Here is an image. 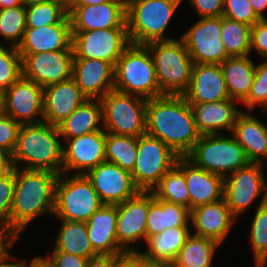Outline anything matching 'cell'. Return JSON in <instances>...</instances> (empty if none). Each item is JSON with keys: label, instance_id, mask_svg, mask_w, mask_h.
Segmentation results:
<instances>
[{"label": "cell", "instance_id": "obj_1", "mask_svg": "<svg viewBox=\"0 0 267 267\" xmlns=\"http://www.w3.org/2000/svg\"><path fill=\"white\" fill-rule=\"evenodd\" d=\"M146 133L160 139L179 157H185L200 139L190 104L183 95L148 99Z\"/></svg>", "mask_w": 267, "mask_h": 267}, {"label": "cell", "instance_id": "obj_2", "mask_svg": "<svg viewBox=\"0 0 267 267\" xmlns=\"http://www.w3.org/2000/svg\"><path fill=\"white\" fill-rule=\"evenodd\" d=\"M59 174L15 167V189L10 212V237L18 239L30 222L53 214Z\"/></svg>", "mask_w": 267, "mask_h": 267}, {"label": "cell", "instance_id": "obj_3", "mask_svg": "<svg viewBox=\"0 0 267 267\" xmlns=\"http://www.w3.org/2000/svg\"><path fill=\"white\" fill-rule=\"evenodd\" d=\"M60 139L58 126L46 122L22 124L16 147L9 158L10 166L28 170H46L60 175L64 145ZM20 163H23L22 166Z\"/></svg>", "mask_w": 267, "mask_h": 267}, {"label": "cell", "instance_id": "obj_4", "mask_svg": "<svg viewBox=\"0 0 267 267\" xmlns=\"http://www.w3.org/2000/svg\"><path fill=\"white\" fill-rule=\"evenodd\" d=\"M183 0H135L126 5L128 36L132 44L146 45L175 38L165 36Z\"/></svg>", "mask_w": 267, "mask_h": 267}, {"label": "cell", "instance_id": "obj_5", "mask_svg": "<svg viewBox=\"0 0 267 267\" xmlns=\"http://www.w3.org/2000/svg\"><path fill=\"white\" fill-rule=\"evenodd\" d=\"M114 90L145 99L162 96L153 57L146 45L130 44L115 64Z\"/></svg>", "mask_w": 267, "mask_h": 267}, {"label": "cell", "instance_id": "obj_6", "mask_svg": "<svg viewBox=\"0 0 267 267\" xmlns=\"http://www.w3.org/2000/svg\"><path fill=\"white\" fill-rule=\"evenodd\" d=\"M153 57L156 79L163 95H183L190 84L193 60L182 39L146 44Z\"/></svg>", "mask_w": 267, "mask_h": 267}, {"label": "cell", "instance_id": "obj_7", "mask_svg": "<svg viewBox=\"0 0 267 267\" xmlns=\"http://www.w3.org/2000/svg\"><path fill=\"white\" fill-rule=\"evenodd\" d=\"M185 157L195 166L223 178L250 163L235 138L221 133L201 135Z\"/></svg>", "mask_w": 267, "mask_h": 267}, {"label": "cell", "instance_id": "obj_8", "mask_svg": "<svg viewBox=\"0 0 267 267\" xmlns=\"http://www.w3.org/2000/svg\"><path fill=\"white\" fill-rule=\"evenodd\" d=\"M148 99L108 91L101 99L103 128L106 133L139 137L146 134V106Z\"/></svg>", "mask_w": 267, "mask_h": 267}, {"label": "cell", "instance_id": "obj_9", "mask_svg": "<svg viewBox=\"0 0 267 267\" xmlns=\"http://www.w3.org/2000/svg\"><path fill=\"white\" fill-rule=\"evenodd\" d=\"M102 205L86 175L65 173L59 175L53 211V215L58 219L87 222Z\"/></svg>", "mask_w": 267, "mask_h": 267}, {"label": "cell", "instance_id": "obj_10", "mask_svg": "<svg viewBox=\"0 0 267 267\" xmlns=\"http://www.w3.org/2000/svg\"><path fill=\"white\" fill-rule=\"evenodd\" d=\"M178 158L160 139L147 133L139 136L135 166L131 172L135 186L140 191H152Z\"/></svg>", "mask_w": 267, "mask_h": 267}, {"label": "cell", "instance_id": "obj_11", "mask_svg": "<svg viewBox=\"0 0 267 267\" xmlns=\"http://www.w3.org/2000/svg\"><path fill=\"white\" fill-rule=\"evenodd\" d=\"M130 44L127 28L72 31L74 59H99L115 66Z\"/></svg>", "mask_w": 267, "mask_h": 267}, {"label": "cell", "instance_id": "obj_12", "mask_svg": "<svg viewBox=\"0 0 267 267\" xmlns=\"http://www.w3.org/2000/svg\"><path fill=\"white\" fill-rule=\"evenodd\" d=\"M263 165L250 162L224 178L223 198L235 217L243 214L261 194L262 200H267V177Z\"/></svg>", "mask_w": 267, "mask_h": 267}, {"label": "cell", "instance_id": "obj_13", "mask_svg": "<svg viewBox=\"0 0 267 267\" xmlns=\"http://www.w3.org/2000/svg\"><path fill=\"white\" fill-rule=\"evenodd\" d=\"M181 39L194 64H221L230 57L221 40V16L199 18Z\"/></svg>", "mask_w": 267, "mask_h": 267}, {"label": "cell", "instance_id": "obj_14", "mask_svg": "<svg viewBox=\"0 0 267 267\" xmlns=\"http://www.w3.org/2000/svg\"><path fill=\"white\" fill-rule=\"evenodd\" d=\"M153 200L152 191H139L117 205L116 238L124 251H139L133 246L142 240L146 242L147 214Z\"/></svg>", "mask_w": 267, "mask_h": 267}, {"label": "cell", "instance_id": "obj_15", "mask_svg": "<svg viewBox=\"0 0 267 267\" xmlns=\"http://www.w3.org/2000/svg\"><path fill=\"white\" fill-rule=\"evenodd\" d=\"M41 85L21 77L1 94L2 113L22 124L44 122Z\"/></svg>", "mask_w": 267, "mask_h": 267}, {"label": "cell", "instance_id": "obj_16", "mask_svg": "<svg viewBox=\"0 0 267 267\" xmlns=\"http://www.w3.org/2000/svg\"><path fill=\"white\" fill-rule=\"evenodd\" d=\"M22 77L43 88L72 78L73 50L20 54Z\"/></svg>", "mask_w": 267, "mask_h": 267}, {"label": "cell", "instance_id": "obj_17", "mask_svg": "<svg viewBox=\"0 0 267 267\" xmlns=\"http://www.w3.org/2000/svg\"><path fill=\"white\" fill-rule=\"evenodd\" d=\"M85 175L96 190L102 204H121L140 191L134 184L131 172L115 163L105 161Z\"/></svg>", "mask_w": 267, "mask_h": 267}, {"label": "cell", "instance_id": "obj_18", "mask_svg": "<svg viewBox=\"0 0 267 267\" xmlns=\"http://www.w3.org/2000/svg\"><path fill=\"white\" fill-rule=\"evenodd\" d=\"M105 141V130L67 139L63 146L62 173L85 175L105 162Z\"/></svg>", "mask_w": 267, "mask_h": 267}, {"label": "cell", "instance_id": "obj_19", "mask_svg": "<svg viewBox=\"0 0 267 267\" xmlns=\"http://www.w3.org/2000/svg\"><path fill=\"white\" fill-rule=\"evenodd\" d=\"M67 12L72 31L127 28L124 0H112L99 5L72 6Z\"/></svg>", "mask_w": 267, "mask_h": 267}, {"label": "cell", "instance_id": "obj_20", "mask_svg": "<svg viewBox=\"0 0 267 267\" xmlns=\"http://www.w3.org/2000/svg\"><path fill=\"white\" fill-rule=\"evenodd\" d=\"M115 66L99 59H73L72 79L87 99H101L114 89Z\"/></svg>", "mask_w": 267, "mask_h": 267}, {"label": "cell", "instance_id": "obj_21", "mask_svg": "<svg viewBox=\"0 0 267 267\" xmlns=\"http://www.w3.org/2000/svg\"><path fill=\"white\" fill-rule=\"evenodd\" d=\"M183 96L189 104L230 99L220 64H194L189 87Z\"/></svg>", "mask_w": 267, "mask_h": 267}, {"label": "cell", "instance_id": "obj_22", "mask_svg": "<svg viewBox=\"0 0 267 267\" xmlns=\"http://www.w3.org/2000/svg\"><path fill=\"white\" fill-rule=\"evenodd\" d=\"M17 49L20 54L73 50L69 15L59 24L26 28L23 39Z\"/></svg>", "mask_w": 267, "mask_h": 267}, {"label": "cell", "instance_id": "obj_23", "mask_svg": "<svg viewBox=\"0 0 267 267\" xmlns=\"http://www.w3.org/2000/svg\"><path fill=\"white\" fill-rule=\"evenodd\" d=\"M86 100L87 98L72 78L45 87L43 90L44 122L55 126L60 125Z\"/></svg>", "mask_w": 267, "mask_h": 267}, {"label": "cell", "instance_id": "obj_24", "mask_svg": "<svg viewBox=\"0 0 267 267\" xmlns=\"http://www.w3.org/2000/svg\"><path fill=\"white\" fill-rule=\"evenodd\" d=\"M235 220L224 198L190 210V224L196 229L193 234L214 239L221 245Z\"/></svg>", "mask_w": 267, "mask_h": 267}, {"label": "cell", "instance_id": "obj_25", "mask_svg": "<svg viewBox=\"0 0 267 267\" xmlns=\"http://www.w3.org/2000/svg\"><path fill=\"white\" fill-rule=\"evenodd\" d=\"M236 100L228 99L211 103L190 104L194 121L201 135L219 134L221 130L232 132L237 117L243 112Z\"/></svg>", "mask_w": 267, "mask_h": 267}, {"label": "cell", "instance_id": "obj_26", "mask_svg": "<svg viewBox=\"0 0 267 267\" xmlns=\"http://www.w3.org/2000/svg\"><path fill=\"white\" fill-rule=\"evenodd\" d=\"M183 174L189 193V210L223 199L224 178L195 166L183 157Z\"/></svg>", "mask_w": 267, "mask_h": 267}, {"label": "cell", "instance_id": "obj_27", "mask_svg": "<svg viewBox=\"0 0 267 267\" xmlns=\"http://www.w3.org/2000/svg\"><path fill=\"white\" fill-rule=\"evenodd\" d=\"M117 205L103 204L86 222L88 238L97 254L118 255L125 252L116 238Z\"/></svg>", "mask_w": 267, "mask_h": 267}, {"label": "cell", "instance_id": "obj_28", "mask_svg": "<svg viewBox=\"0 0 267 267\" xmlns=\"http://www.w3.org/2000/svg\"><path fill=\"white\" fill-rule=\"evenodd\" d=\"M231 135L244 148L250 162L267 164V161L262 162L267 160V124L261 119L250 111H243L237 117Z\"/></svg>", "mask_w": 267, "mask_h": 267}, {"label": "cell", "instance_id": "obj_29", "mask_svg": "<svg viewBox=\"0 0 267 267\" xmlns=\"http://www.w3.org/2000/svg\"><path fill=\"white\" fill-rule=\"evenodd\" d=\"M60 136L67 140L104 130L102 105L99 99H87L58 125Z\"/></svg>", "mask_w": 267, "mask_h": 267}, {"label": "cell", "instance_id": "obj_30", "mask_svg": "<svg viewBox=\"0 0 267 267\" xmlns=\"http://www.w3.org/2000/svg\"><path fill=\"white\" fill-rule=\"evenodd\" d=\"M250 57H228L220 64L230 99L241 104L248 97L255 75L256 63Z\"/></svg>", "mask_w": 267, "mask_h": 267}, {"label": "cell", "instance_id": "obj_31", "mask_svg": "<svg viewBox=\"0 0 267 267\" xmlns=\"http://www.w3.org/2000/svg\"><path fill=\"white\" fill-rule=\"evenodd\" d=\"M189 226H191L189 208L157 199L154 195L147 214L146 240L163 233L166 229Z\"/></svg>", "mask_w": 267, "mask_h": 267}, {"label": "cell", "instance_id": "obj_32", "mask_svg": "<svg viewBox=\"0 0 267 267\" xmlns=\"http://www.w3.org/2000/svg\"><path fill=\"white\" fill-rule=\"evenodd\" d=\"M190 227L166 229L146 240V252L141 254L154 266L163 262L175 261L179 251L191 235Z\"/></svg>", "mask_w": 267, "mask_h": 267}, {"label": "cell", "instance_id": "obj_33", "mask_svg": "<svg viewBox=\"0 0 267 267\" xmlns=\"http://www.w3.org/2000/svg\"><path fill=\"white\" fill-rule=\"evenodd\" d=\"M52 251H63L83 258L98 255L88 238L86 222L62 220Z\"/></svg>", "mask_w": 267, "mask_h": 267}, {"label": "cell", "instance_id": "obj_34", "mask_svg": "<svg viewBox=\"0 0 267 267\" xmlns=\"http://www.w3.org/2000/svg\"><path fill=\"white\" fill-rule=\"evenodd\" d=\"M220 245L214 239L191 233L174 262L181 267H211L214 254Z\"/></svg>", "mask_w": 267, "mask_h": 267}, {"label": "cell", "instance_id": "obj_35", "mask_svg": "<svg viewBox=\"0 0 267 267\" xmlns=\"http://www.w3.org/2000/svg\"><path fill=\"white\" fill-rule=\"evenodd\" d=\"M157 199L180 204L189 208V193L183 174V157L161 178L160 183L152 190Z\"/></svg>", "mask_w": 267, "mask_h": 267}, {"label": "cell", "instance_id": "obj_36", "mask_svg": "<svg viewBox=\"0 0 267 267\" xmlns=\"http://www.w3.org/2000/svg\"><path fill=\"white\" fill-rule=\"evenodd\" d=\"M138 137L106 133L105 161L132 172L137 155Z\"/></svg>", "mask_w": 267, "mask_h": 267}, {"label": "cell", "instance_id": "obj_37", "mask_svg": "<svg viewBox=\"0 0 267 267\" xmlns=\"http://www.w3.org/2000/svg\"><path fill=\"white\" fill-rule=\"evenodd\" d=\"M251 26L221 16V40L230 57L251 55Z\"/></svg>", "mask_w": 267, "mask_h": 267}, {"label": "cell", "instance_id": "obj_38", "mask_svg": "<svg viewBox=\"0 0 267 267\" xmlns=\"http://www.w3.org/2000/svg\"><path fill=\"white\" fill-rule=\"evenodd\" d=\"M249 230L255 267L267 266V200L258 204Z\"/></svg>", "mask_w": 267, "mask_h": 267}, {"label": "cell", "instance_id": "obj_39", "mask_svg": "<svg viewBox=\"0 0 267 267\" xmlns=\"http://www.w3.org/2000/svg\"><path fill=\"white\" fill-rule=\"evenodd\" d=\"M26 7L15 6L0 10V36L18 47L26 30Z\"/></svg>", "mask_w": 267, "mask_h": 267}, {"label": "cell", "instance_id": "obj_40", "mask_svg": "<svg viewBox=\"0 0 267 267\" xmlns=\"http://www.w3.org/2000/svg\"><path fill=\"white\" fill-rule=\"evenodd\" d=\"M67 15V10L56 2L30 5L26 7V27L38 28L59 24Z\"/></svg>", "mask_w": 267, "mask_h": 267}, {"label": "cell", "instance_id": "obj_41", "mask_svg": "<svg viewBox=\"0 0 267 267\" xmlns=\"http://www.w3.org/2000/svg\"><path fill=\"white\" fill-rule=\"evenodd\" d=\"M22 77V58L17 47L0 44V94Z\"/></svg>", "mask_w": 267, "mask_h": 267}, {"label": "cell", "instance_id": "obj_42", "mask_svg": "<svg viewBox=\"0 0 267 267\" xmlns=\"http://www.w3.org/2000/svg\"><path fill=\"white\" fill-rule=\"evenodd\" d=\"M15 189V167L0 173V229L10 236V212Z\"/></svg>", "mask_w": 267, "mask_h": 267}, {"label": "cell", "instance_id": "obj_43", "mask_svg": "<svg viewBox=\"0 0 267 267\" xmlns=\"http://www.w3.org/2000/svg\"><path fill=\"white\" fill-rule=\"evenodd\" d=\"M242 103L250 112L257 106L267 113V59L255 65L252 87Z\"/></svg>", "mask_w": 267, "mask_h": 267}, {"label": "cell", "instance_id": "obj_44", "mask_svg": "<svg viewBox=\"0 0 267 267\" xmlns=\"http://www.w3.org/2000/svg\"><path fill=\"white\" fill-rule=\"evenodd\" d=\"M223 16L251 27L261 20L249 0H224Z\"/></svg>", "mask_w": 267, "mask_h": 267}, {"label": "cell", "instance_id": "obj_45", "mask_svg": "<svg viewBox=\"0 0 267 267\" xmlns=\"http://www.w3.org/2000/svg\"><path fill=\"white\" fill-rule=\"evenodd\" d=\"M20 126L12 117L0 114V150L9 158L16 147Z\"/></svg>", "mask_w": 267, "mask_h": 267}, {"label": "cell", "instance_id": "obj_46", "mask_svg": "<svg viewBox=\"0 0 267 267\" xmlns=\"http://www.w3.org/2000/svg\"><path fill=\"white\" fill-rule=\"evenodd\" d=\"M48 267H86L87 258L63 251H52L45 257L39 256Z\"/></svg>", "mask_w": 267, "mask_h": 267}, {"label": "cell", "instance_id": "obj_47", "mask_svg": "<svg viewBox=\"0 0 267 267\" xmlns=\"http://www.w3.org/2000/svg\"><path fill=\"white\" fill-rule=\"evenodd\" d=\"M250 50L267 59V19L256 22L251 27Z\"/></svg>", "mask_w": 267, "mask_h": 267}, {"label": "cell", "instance_id": "obj_48", "mask_svg": "<svg viewBox=\"0 0 267 267\" xmlns=\"http://www.w3.org/2000/svg\"><path fill=\"white\" fill-rule=\"evenodd\" d=\"M199 18L223 16L224 0H189Z\"/></svg>", "mask_w": 267, "mask_h": 267}, {"label": "cell", "instance_id": "obj_49", "mask_svg": "<svg viewBox=\"0 0 267 267\" xmlns=\"http://www.w3.org/2000/svg\"><path fill=\"white\" fill-rule=\"evenodd\" d=\"M112 267H153V265L141 254V251H125L113 255Z\"/></svg>", "mask_w": 267, "mask_h": 267}, {"label": "cell", "instance_id": "obj_50", "mask_svg": "<svg viewBox=\"0 0 267 267\" xmlns=\"http://www.w3.org/2000/svg\"><path fill=\"white\" fill-rule=\"evenodd\" d=\"M16 241L17 239H11L1 248L0 267H26L28 265L27 263H24V261L15 262L17 259L9 252L13 249Z\"/></svg>", "mask_w": 267, "mask_h": 267}, {"label": "cell", "instance_id": "obj_51", "mask_svg": "<svg viewBox=\"0 0 267 267\" xmlns=\"http://www.w3.org/2000/svg\"><path fill=\"white\" fill-rule=\"evenodd\" d=\"M113 255L98 254L88 259L86 267H112Z\"/></svg>", "mask_w": 267, "mask_h": 267}, {"label": "cell", "instance_id": "obj_52", "mask_svg": "<svg viewBox=\"0 0 267 267\" xmlns=\"http://www.w3.org/2000/svg\"><path fill=\"white\" fill-rule=\"evenodd\" d=\"M249 2L252 5L255 14L261 20L262 19H267L266 13L264 12L267 9V0H249Z\"/></svg>", "mask_w": 267, "mask_h": 267}, {"label": "cell", "instance_id": "obj_53", "mask_svg": "<svg viewBox=\"0 0 267 267\" xmlns=\"http://www.w3.org/2000/svg\"><path fill=\"white\" fill-rule=\"evenodd\" d=\"M112 0H73L72 6L99 5Z\"/></svg>", "mask_w": 267, "mask_h": 267}, {"label": "cell", "instance_id": "obj_54", "mask_svg": "<svg viewBox=\"0 0 267 267\" xmlns=\"http://www.w3.org/2000/svg\"><path fill=\"white\" fill-rule=\"evenodd\" d=\"M21 0H0V10L9 8V7H15V6H22Z\"/></svg>", "mask_w": 267, "mask_h": 267}, {"label": "cell", "instance_id": "obj_55", "mask_svg": "<svg viewBox=\"0 0 267 267\" xmlns=\"http://www.w3.org/2000/svg\"><path fill=\"white\" fill-rule=\"evenodd\" d=\"M26 267H48L39 256H35L30 260Z\"/></svg>", "mask_w": 267, "mask_h": 267}, {"label": "cell", "instance_id": "obj_56", "mask_svg": "<svg viewBox=\"0 0 267 267\" xmlns=\"http://www.w3.org/2000/svg\"><path fill=\"white\" fill-rule=\"evenodd\" d=\"M12 238L3 230L0 229V250Z\"/></svg>", "mask_w": 267, "mask_h": 267}, {"label": "cell", "instance_id": "obj_57", "mask_svg": "<svg viewBox=\"0 0 267 267\" xmlns=\"http://www.w3.org/2000/svg\"><path fill=\"white\" fill-rule=\"evenodd\" d=\"M51 2L59 3L67 11L72 7L73 0H50Z\"/></svg>", "mask_w": 267, "mask_h": 267}, {"label": "cell", "instance_id": "obj_58", "mask_svg": "<svg viewBox=\"0 0 267 267\" xmlns=\"http://www.w3.org/2000/svg\"><path fill=\"white\" fill-rule=\"evenodd\" d=\"M22 4L27 7L34 4L49 2L50 0H21Z\"/></svg>", "mask_w": 267, "mask_h": 267}, {"label": "cell", "instance_id": "obj_59", "mask_svg": "<svg viewBox=\"0 0 267 267\" xmlns=\"http://www.w3.org/2000/svg\"><path fill=\"white\" fill-rule=\"evenodd\" d=\"M153 267H181V266H179L176 262L171 261V262L159 263L154 265Z\"/></svg>", "mask_w": 267, "mask_h": 267}, {"label": "cell", "instance_id": "obj_60", "mask_svg": "<svg viewBox=\"0 0 267 267\" xmlns=\"http://www.w3.org/2000/svg\"><path fill=\"white\" fill-rule=\"evenodd\" d=\"M0 165H10L9 157L0 150Z\"/></svg>", "mask_w": 267, "mask_h": 267}, {"label": "cell", "instance_id": "obj_61", "mask_svg": "<svg viewBox=\"0 0 267 267\" xmlns=\"http://www.w3.org/2000/svg\"><path fill=\"white\" fill-rule=\"evenodd\" d=\"M10 165H0V173L7 169Z\"/></svg>", "mask_w": 267, "mask_h": 267}, {"label": "cell", "instance_id": "obj_62", "mask_svg": "<svg viewBox=\"0 0 267 267\" xmlns=\"http://www.w3.org/2000/svg\"><path fill=\"white\" fill-rule=\"evenodd\" d=\"M2 113V98H1V94H0V114Z\"/></svg>", "mask_w": 267, "mask_h": 267}, {"label": "cell", "instance_id": "obj_63", "mask_svg": "<svg viewBox=\"0 0 267 267\" xmlns=\"http://www.w3.org/2000/svg\"><path fill=\"white\" fill-rule=\"evenodd\" d=\"M135 0H124V2L126 3V5L129 3V2H133Z\"/></svg>", "mask_w": 267, "mask_h": 267}]
</instances>
